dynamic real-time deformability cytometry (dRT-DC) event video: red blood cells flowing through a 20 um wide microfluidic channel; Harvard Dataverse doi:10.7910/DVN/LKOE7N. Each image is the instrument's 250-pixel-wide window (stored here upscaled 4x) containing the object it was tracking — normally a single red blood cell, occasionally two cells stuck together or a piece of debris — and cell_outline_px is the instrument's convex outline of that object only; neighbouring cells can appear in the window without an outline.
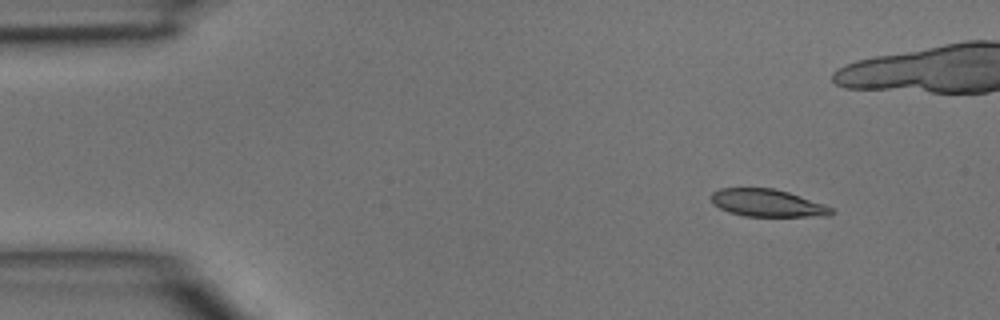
{"species": "common noctule bat (a hibernating species)", "species_latin": "Nyctalus noctula", "temperature_condition": "room temperature", "stored_images_in_passage": 4, "camera_frame_rate_fps": 3000, "um_per_image_px": 0.085, "animal": {"sex": "male", "body_mass_g": 15.6}, "frame": {"image": 1, "passage_image": 1, "time_ms": 0.0, "image_size_px": [1000, 320], "cell_outline_px": [[832, 212], [828, 216], [744, 216], [728, 212], [712, 204], [712, 192], [720, 188], [772, 188], [788, 192], [824, 204], [832, 208]], "centroid_in_image_um": [65.19, 17.25], "position_along_channel_um": 19.8, "area_um2": 19.07}}